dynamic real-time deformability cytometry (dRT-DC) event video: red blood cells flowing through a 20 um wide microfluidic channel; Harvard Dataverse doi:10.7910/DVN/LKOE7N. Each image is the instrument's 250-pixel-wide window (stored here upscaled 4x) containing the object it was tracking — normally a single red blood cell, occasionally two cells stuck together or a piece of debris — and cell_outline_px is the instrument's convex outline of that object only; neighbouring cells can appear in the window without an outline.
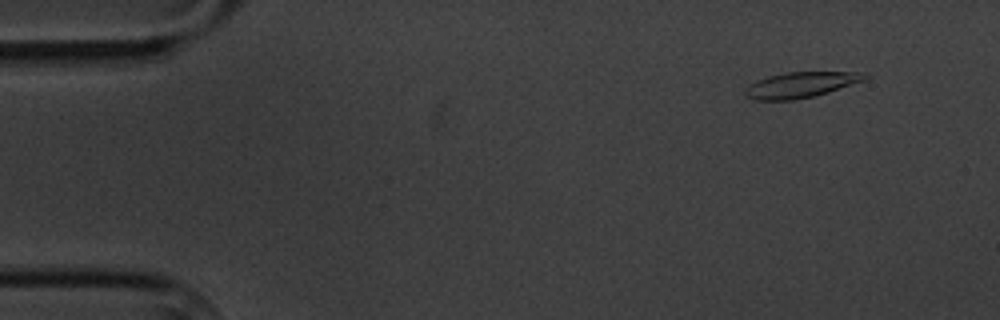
{"species": "common noctule bat (a hibernating species)", "species_latin": "Nyctalus noctula", "temperature_condition": "cold", "stored_images_in_passage": 6, "camera_frame_rate_fps": 3000, "um_per_image_px": 0.085, "animal": {"sex": "male", "body_mass_g": 20.1, "forearm_length_mm": 53.5}, "frame": {"image": 1, "passage_image": 2, "time_ms": 1.0, "image_size_px": [1000, 320], "cell_outline_px": [[868, 76], [864, 80], [828, 92], [812, 96], [792, 100], [756, 100], [744, 96], [744, 92], [752, 84], [768, 76], [788, 72], [860, 72]], "centroid_in_image_um": [68.05, 7.21], "position_along_channel_um": 16.9, "area_um2": 17.4}}